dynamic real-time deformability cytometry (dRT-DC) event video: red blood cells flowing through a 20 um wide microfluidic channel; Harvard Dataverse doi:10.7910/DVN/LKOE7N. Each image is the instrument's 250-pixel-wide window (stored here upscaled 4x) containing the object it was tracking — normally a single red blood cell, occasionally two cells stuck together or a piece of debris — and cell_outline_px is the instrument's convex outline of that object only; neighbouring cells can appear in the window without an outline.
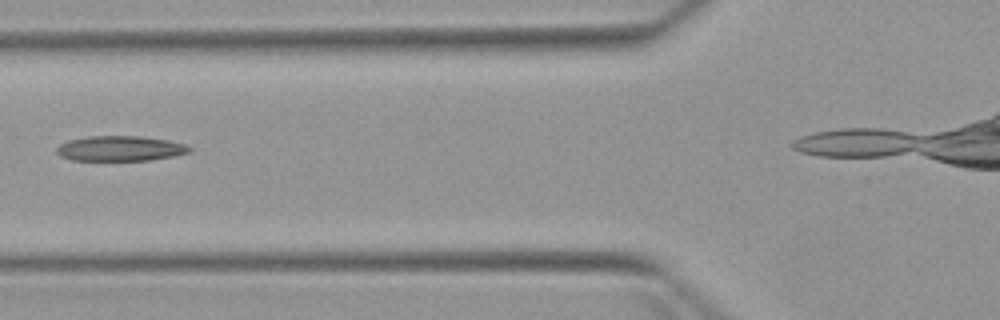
{"species": "Egyptian fruit bat (a non-hibernating species)", "species_latin": "Rousettus aegyptiacus", "temperature_condition": "warm", "stored_images_in_passage": 6, "segment_of_instrument_passage": [1, 2], "camera_frame_rate_fps": 3000, "um_per_image_px": 0.085, "animal": {"sex": "female"}, "frame": {"image": 1, "passage_image": 4, "time_ms": 3.667, "image_size_px": [1000, 320], "cell_outline_px": [[192, 152], [176, 156], [148, 160], [72, 160], [60, 156], [56, 152], [56, 148], [60, 144], [68, 140], [88, 136], [140, 136], [168, 140], [184, 144], [192, 148]], "centroid_in_image_um": [10.23, 12.62], "position_along_channel_um": 115.6, "area_um2": 19.54}}
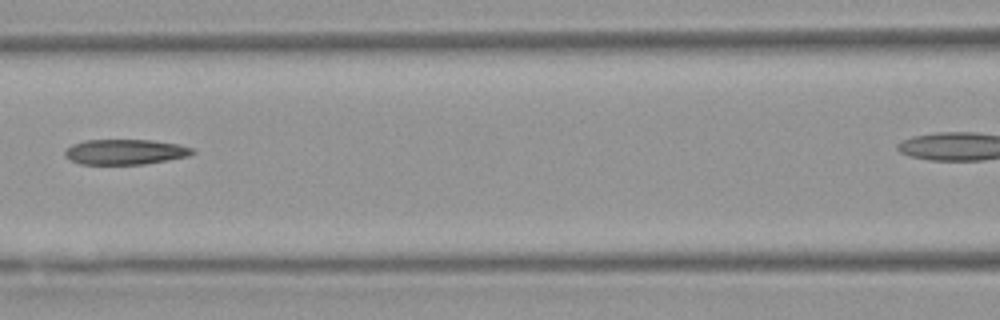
{"frame": {"image": 2, "passage_image": 5, "time_ms": 4.667, "image_size_px": [1000, 320], "cell_outline_px": [[196, 152], [188, 156], [168, 160], [144, 164], [80, 164], [64, 156], [64, 152], [72, 144], [84, 140], [152, 140], [180, 144], [192, 148]], "centroid_in_image_um": [10.66, 12.9], "position_along_channel_um": 155.9, "area_um2": 18.79}}